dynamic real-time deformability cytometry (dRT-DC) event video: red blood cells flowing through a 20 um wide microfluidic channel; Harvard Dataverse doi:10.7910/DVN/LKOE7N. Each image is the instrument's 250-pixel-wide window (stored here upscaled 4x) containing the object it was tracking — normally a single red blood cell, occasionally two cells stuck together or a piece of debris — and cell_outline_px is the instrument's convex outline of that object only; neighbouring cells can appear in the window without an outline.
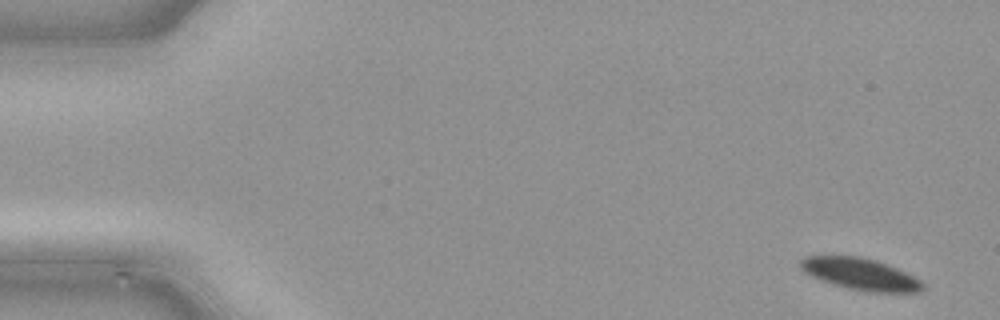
{"species": "common noctule bat (a hibernating species)", "species_latin": "Nyctalus noctula", "temperature_condition": "cold", "stored_images_in_passage": 48, "camera_frame_rate_fps": 3000, "um_per_image_px": 0.085, "animal": {"sex": "male", "body_mass_g": 21.5, "forearm_length_mm": 52.0}, "frame": {"image": 1, "passage_image": 1, "time_ms": 0.0, "image_size_px": [1000, 320], "cell_outline_px": [[924, 288], [920, 292], [868, 292], [848, 288], [820, 280], [804, 272], [800, 268], [800, 260], [804, 256], [860, 256], [876, 260], [896, 268], [920, 280], [924, 284]], "centroid_in_image_um": [73.11, 23.29], "position_along_channel_um": 11.9, "area_um2": 22.48}}
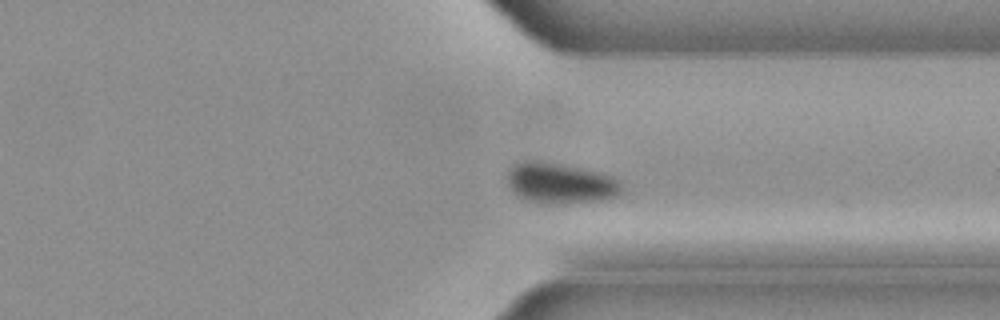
{"frame": {"image": 2, "passage_image": 36, "time_ms": 11.667, "image_size_px": [1000, 320], "cell_outline_px": [[624, 188], [620, 196], [608, 200], [552, 204], [544, 204], [528, 200], [516, 196], [508, 188], [504, 180], [508, 168], [516, 164], [536, 160], [580, 168], [612, 176], [620, 180]], "centroid_in_image_um": [47.62, 15.6], "position_along_channel_um": 363.8, "area_um2": 27.63}}
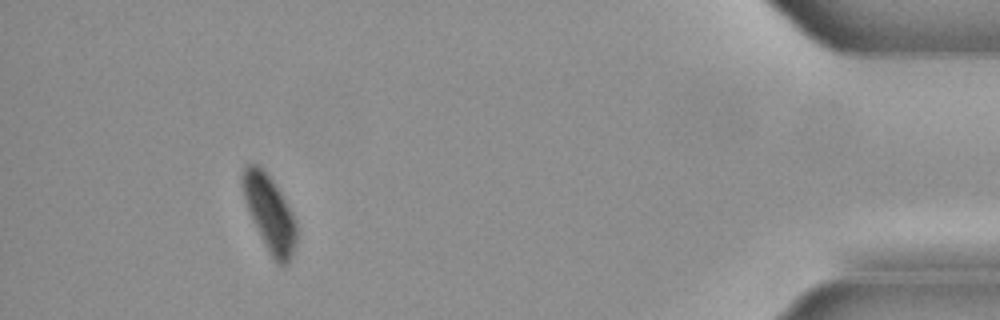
{"frame": {"image": 3, "passage_image": 44, "time_ms": 14.333, "image_size_px": [1000, 320], "cell_outline_px": [[296, 244], [288, 264], [280, 264], [272, 256], [252, 220], [244, 200], [240, 184], [240, 172], [244, 164], [256, 164], [272, 180], [296, 220]], "centroid_in_image_um": [22.86, 18.07], "position_along_channel_um": 412.3, "area_um2": 23.41}}